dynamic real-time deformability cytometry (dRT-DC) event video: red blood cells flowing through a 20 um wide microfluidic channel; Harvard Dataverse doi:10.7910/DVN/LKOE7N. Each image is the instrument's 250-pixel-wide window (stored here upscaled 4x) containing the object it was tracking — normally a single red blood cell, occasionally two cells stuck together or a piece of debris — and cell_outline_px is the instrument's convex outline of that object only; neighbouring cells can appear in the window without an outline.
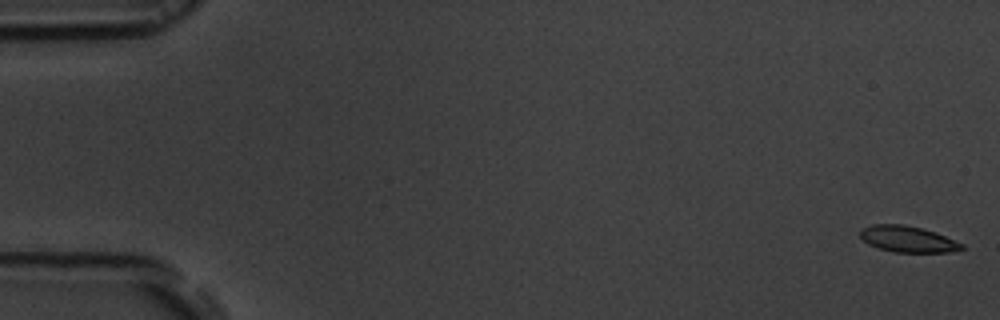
{"species": "common noctule bat (a hibernating species)", "species_latin": "Nyctalus noctula", "temperature_condition": "room temperature", "stored_images_in_passage": 54, "camera_frame_rate_fps": 3000, "um_per_image_px": 0.085, "animal": {"sex": "male", "body_mass_g": 19.5, "forearm_length_mm": 54.6}, "frame": {"image": 1, "passage_image": 1, "time_ms": 0.0, "image_size_px": [1000, 320], "cell_outline_px": [[964, 248], [948, 252], [896, 252], [880, 248], [868, 244], [860, 236], [860, 228], [872, 224], [904, 224], [936, 232], [964, 244]], "centroid_in_image_um": [77.14, 20.31], "position_along_channel_um": 7.9, "area_um2": 15.43}}
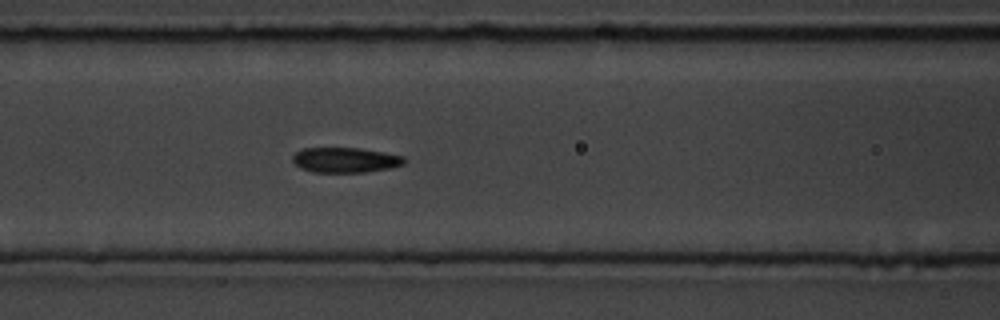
{"frame": {"image": 2, "passage_image": 23, "time_ms": 7.333, "image_size_px": [1000, 320], "cell_outline_px": [[408, 160], [404, 164], [392, 168], [364, 172], [312, 172], [300, 168], [292, 160], [292, 156], [296, 152], [304, 148], [360, 148], [384, 152], [404, 156]], "centroid_in_image_um": [29.39, 13.6], "position_along_channel_um": 137.2, "area_um2": 16.47}}
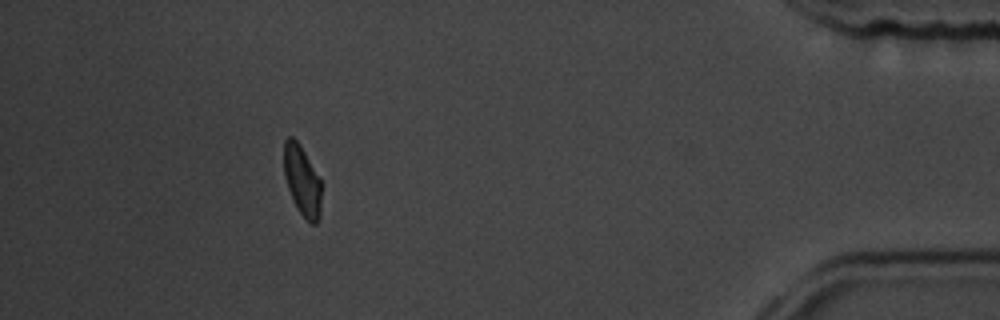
{"frame": {"image": 3, "passage_image": 49, "time_ms": 16.0, "image_size_px": [1000, 320], "cell_outline_px": [[320, 216], [316, 224], [308, 224], [296, 208], [292, 200], [284, 176], [284, 140], [288, 136], [292, 136], [300, 144], [320, 180]], "centroid_in_image_um": [25.66, 15.39], "position_along_channel_um": 409.5, "area_um2": 15.37}, "authors_computed_cell_mechanics": {"area_um2": 16.4441, "velocity_mm_per_s": 3.787, "shape_relaxation_time_tau1_ms": 4.0135, "shape_relaxation_time_tau2_ms": 2.3906, "deformation_change_tau1": 0.1109, "deformation_change_tau2": 0.0654}}